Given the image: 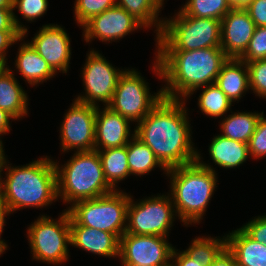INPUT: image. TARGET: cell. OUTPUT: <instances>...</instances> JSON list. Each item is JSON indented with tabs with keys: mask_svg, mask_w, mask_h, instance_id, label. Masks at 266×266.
Masks as SVG:
<instances>
[{
	"mask_svg": "<svg viewBox=\"0 0 266 266\" xmlns=\"http://www.w3.org/2000/svg\"><path fill=\"white\" fill-rule=\"evenodd\" d=\"M100 107L95 119V150L126 146L135 136L130 121L107 106Z\"/></svg>",
	"mask_w": 266,
	"mask_h": 266,
	"instance_id": "17",
	"label": "cell"
},
{
	"mask_svg": "<svg viewBox=\"0 0 266 266\" xmlns=\"http://www.w3.org/2000/svg\"><path fill=\"white\" fill-rule=\"evenodd\" d=\"M7 60L0 58V75L8 68Z\"/></svg>",
	"mask_w": 266,
	"mask_h": 266,
	"instance_id": "47",
	"label": "cell"
},
{
	"mask_svg": "<svg viewBox=\"0 0 266 266\" xmlns=\"http://www.w3.org/2000/svg\"><path fill=\"white\" fill-rule=\"evenodd\" d=\"M246 11L256 27H266V0H253Z\"/></svg>",
	"mask_w": 266,
	"mask_h": 266,
	"instance_id": "38",
	"label": "cell"
},
{
	"mask_svg": "<svg viewBox=\"0 0 266 266\" xmlns=\"http://www.w3.org/2000/svg\"><path fill=\"white\" fill-rule=\"evenodd\" d=\"M167 194V195H166ZM134 201L130 195L125 233L168 237L177 215L169 193Z\"/></svg>",
	"mask_w": 266,
	"mask_h": 266,
	"instance_id": "10",
	"label": "cell"
},
{
	"mask_svg": "<svg viewBox=\"0 0 266 266\" xmlns=\"http://www.w3.org/2000/svg\"><path fill=\"white\" fill-rule=\"evenodd\" d=\"M255 23L246 9H231L221 20V49L228 58L239 59L250 43Z\"/></svg>",
	"mask_w": 266,
	"mask_h": 266,
	"instance_id": "16",
	"label": "cell"
},
{
	"mask_svg": "<svg viewBox=\"0 0 266 266\" xmlns=\"http://www.w3.org/2000/svg\"><path fill=\"white\" fill-rule=\"evenodd\" d=\"M239 59L246 63L266 59V27H255L248 48Z\"/></svg>",
	"mask_w": 266,
	"mask_h": 266,
	"instance_id": "34",
	"label": "cell"
},
{
	"mask_svg": "<svg viewBox=\"0 0 266 266\" xmlns=\"http://www.w3.org/2000/svg\"><path fill=\"white\" fill-rule=\"evenodd\" d=\"M3 144L4 143L2 141V138H0V181L3 178L2 173L5 172L7 164L9 162V160H7L8 159L7 155H5V152H4L5 149H3L4 148Z\"/></svg>",
	"mask_w": 266,
	"mask_h": 266,
	"instance_id": "44",
	"label": "cell"
},
{
	"mask_svg": "<svg viewBox=\"0 0 266 266\" xmlns=\"http://www.w3.org/2000/svg\"><path fill=\"white\" fill-rule=\"evenodd\" d=\"M9 163L5 178L0 181V198L11 214L24 208H46L58 201L57 172L52 157L42 156L21 166Z\"/></svg>",
	"mask_w": 266,
	"mask_h": 266,
	"instance_id": "3",
	"label": "cell"
},
{
	"mask_svg": "<svg viewBox=\"0 0 266 266\" xmlns=\"http://www.w3.org/2000/svg\"><path fill=\"white\" fill-rule=\"evenodd\" d=\"M197 90H202L198 97L197 104L199 110L204 115L217 119L222 116L224 117L228 111L232 110L231 106H233V104L215 83L195 89L185 101L187 102L190 96L196 93Z\"/></svg>",
	"mask_w": 266,
	"mask_h": 266,
	"instance_id": "28",
	"label": "cell"
},
{
	"mask_svg": "<svg viewBox=\"0 0 266 266\" xmlns=\"http://www.w3.org/2000/svg\"><path fill=\"white\" fill-rule=\"evenodd\" d=\"M211 266H238L234 255L227 249V247L214 260Z\"/></svg>",
	"mask_w": 266,
	"mask_h": 266,
	"instance_id": "41",
	"label": "cell"
},
{
	"mask_svg": "<svg viewBox=\"0 0 266 266\" xmlns=\"http://www.w3.org/2000/svg\"><path fill=\"white\" fill-rule=\"evenodd\" d=\"M127 156L130 174L144 176L159 167L166 175L168 169L158 160L153 151L135 136L127 144Z\"/></svg>",
	"mask_w": 266,
	"mask_h": 266,
	"instance_id": "27",
	"label": "cell"
},
{
	"mask_svg": "<svg viewBox=\"0 0 266 266\" xmlns=\"http://www.w3.org/2000/svg\"><path fill=\"white\" fill-rule=\"evenodd\" d=\"M213 137L211 144L208 146V152L211 160L218 167L223 169L236 168L250 158L247 143L232 140L221 134Z\"/></svg>",
	"mask_w": 266,
	"mask_h": 266,
	"instance_id": "23",
	"label": "cell"
},
{
	"mask_svg": "<svg viewBox=\"0 0 266 266\" xmlns=\"http://www.w3.org/2000/svg\"><path fill=\"white\" fill-rule=\"evenodd\" d=\"M254 218V219H253ZM241 228L255 241L266 245V215L253 217Z\"/></svg>",
	"mask_w": 266,
	"mask_h": 266,
	"instance_id": "37",
	"label": "cell"
},
{
	"mask_svg": "<svg viewBox=\"0 0 266 266\" xmlns=\"http://www.w3.org/2000/svg\"><path fill=\"white\" fill-rule=\"evenodd\" d=\"M28 42L56 73L67 74L72 48L65 28L58 24L42 25Z\"/></svg>",
	"mask_w": 266,
	"mask_h": 266,
	"instance_id": "15",
	"label": "cell"
},
{
	"mask_svg": "<svg viewBox=\"0 0 266 266\" xmlns=\"http://www.w3.org/2000/svg\"><path fill=\"white\" fill-rule=\"evenodd\" d=\"M185 100L163 98L134 126L135 137L147 145L167 168L197 161L198 149L192 140V127Z\"/></svg>",
	"mask_w": 266,
	"mask_h": 266,
	"instance_id": "1",
	"label": "cell"
},
{
	"mask_svg": "<svg viewBox=\"0 0 266 266\" xmlns=\"http://www.w3.org/2000/svg\"><path fill=\"white\" fill-rule=\"evenodd\" d=\"M71 246L94 255L118 258L120 240L112 233L77 224L70 217Z\"/></svg>",
	"mask_w": 266,
	"mask_h": 266,
	"instance_id": "18",
	"label": "cell"
},
{
	"mask_svg": "<svg viewBox=\"0 0 266 266\" xmlns=\"http://www.w3.org/2000/svg\"><path fill=\"white\" fill-rule=\"evenodd\" d=\"M54 160L57 172V196L70 204L98 198L114 191L105 179L97 150L74 152L65 164Z\"/></svg>",
	"mask_w": 266,
	"mask_h": 266,
	"instance_id": "5",
	"label": "cell"
},
{
	"mask_svg": "<svg viewBox=\"0 0 266 266\" xmlns=\"http://www.w3.org/2000/svg\"><path fill=\"white\" fill-rule=\"evenodd\" d=\"M152 71L160 80L163 96L185 100L195 89L215 83L228 60L221 47L190 51H155Z\"/></svg>",
	"mask_w": 266,
	"mask_h": 266,
	"instance_id": "2",
	"label": "cell"
},
{
	"mask_svg": "<svg viewBox=\"0 0 266 266\" xmlns=\"http://www.w3.org/2000/svg\"><path fill=\"white\" fill-rule=\"evenodd\" d=\"M203 159L198 152L197 161L170 168L166 174L170 178L168 193L185 227L202 222L219 182L215 168Z\"/></svg>",
	"mask_w": 266,
	"mask_h": 266,
	"instance_id": "4",
	"label": "cell"
},
{
	"mask_svg": "<svg viewBox=\"0 0 266 266\" xmlns=\"http://www.w3.org/2000/svg\"><path fill=\"white\" fill-rule=\"evenodd\" d=\"M0 8H13V0H0Z\"/></svg>",
	"mask_w": 266,
	"mask_h": 266,
	"instance_id": "46",
	"label": "cell"
},
{
	"mask_svg": "<svg viewBox=\"0 0 266 266\" xmlns=\"http://www.w3.org/2000/svg\"><path fill=\"white\" fill-rule=\"evenodd\" d=\"M116 5V0H75L74 17L78 26L82 27L93 16Z\"/></svg>",
	"mask_w": 266,
	"mask_h": 266,
	"instance_id": "31",
	"label": "cell"
},
{
	"mask_svg": "<svg viewBox=\"0 0 266 266\" xmlns=\"http://www.w3.org/2000/svg\"><path fill=\"white\" fill-rule=\"evenodd\" d=\"M22 36L20 31H2L0 30V58L8 60L7 51L12 45L19 43V39Z\"/></svg>",
	"mask_w": 266,
	"mask_h": 266,
	"instance_id": "39",
	"label": "cell"
},
{
	"mask_svg": "<svg viewBox=\"0 0 266 266\" xmlns=\"http://www.w3.org/2000/svg\"><path fill=\"white\" fill-rule=\"evenodd\" d=\"M10 120L15 121L16 119L6 110L0 109V138L12 130Z\"/></svg>",
	"mask_w": 266,
	"mask_h": 266,
	"instance_id": "42",
	"label": "cell"
},
{
	"mask_svg": "<svg viewBox=\"0 0 266 266\" xmlns=\"http://www.w3.org/2000/svg\"><path fill=\"white\" fill-rule=\"evenodd\" d=\"M20 37V45L16 54L14 65L15 71L23 77L30 86H38L56 76V72L51 66L37 53L31 44ZM24 40V41H23ZM23 41V42H22Z\"/></svg>",
	"mask_w": 266,
	"mask_h": 266,
	"instance_id": "19",
	"label": "cell"
},
{
	"mask_svg": "<svg viewBox=\"0 0 266 266\" xmlns=\"http://www.w3.org/2000/svg\"><path fill=\"white\" fill-rule=\"evenodd\" d=\"M48 6V0H13V11L17 9L28 23L43 17L48 11Z\"/></svg>",
	"mask_w": 266,
	"mask_h": 266,
	"instance_id": "33",
	"label": "cell"
},
{
	"mask_svg": "<svg viewBox=\"0 0 266 266\" xmlns=\"http://www.w3.org/2000/svg\"><path fill=\"white\" fill-rule=\"evenodd\" d=\"M82 28L83 40L86 43H92L98 38L105 44L116 42L139 29H146L131 14L117 5L93 16Z\"/></svg>",
	"mask_w": 266,
	"mask_h": 266,
	"instance_id": "14",
	"label": "cell"
},
{
	"mask_svg": "<svg viewBox=\"0 0 266 266\" xmlns=\"http://www.w3.org/2000/svg\"><path fill=\"white\" fill-rule=\"evenodd\" d=\"M171 266H203L197 260L190 258L183 250L178 251L175 247L172 252Z\"/></svg>",
	"mask_w": 266,
	"mask_h": 266,
	"instance_id": "40",
	"label": "cell"
},
{
	"mask_svg": "<svg viewBox=\"0 0 266 266\" xmlns=\"http://www.w3.org/2000/svg\"><path fill=\"white\" fill-rule=\"evenodd\" d=\"M164 18L155 37L156 51H190L221 45V20L185 15L180 9Z\"/></svg>",
	"mask_w": 266,
	"mask_h": 266,
	"instance_id": "6",
	"label": "cell"
},
{
	"mask_svg": "<svg viewBox=\"0 0 266 266\" xmlns=\"http://www.w3.org/2000/svg\"><path fill=\"white\" fill-rule=\"evenodd\" d=\"M9 67L0 75V109L6 110L16 120L27 117L29 95Z\"/></svg>",
	"mask_w": 266,
	"mask_h": 266,
	"instance_id": "22",
	"label": "cell"
},
{
	"mask_svg": "<svg viewBox=\"0 0 266 266\" xmlns=\"http://www.w3.org/2000/svg\"><path fill=\"white\" fill-rule=\"evenodd\" d=\"M97 107L74 100L60 125L61 152L95 150V119Z\"/></svg>",
	"mask_w": 266,
	"mask_h": 266,
	"instance_id": "13",
	"label": "cell"
},
{
	"mask_svg": "<svg viewBox=\"0 0 266 266\" xmlns=\"http://www.w3.org/2000/svg\"><path fill=\"white\" fill-rule=\"evenodd\" d=\"M253 0H227L231 9H246Z\"/></svg>",
	"mask_w": 266,
	"mask_h": 266,
	"instance_id": "45",
	"label": "cell"
},
{
	"mask_svg": "<svg viewBox=\"0 0 266 266\" xmlns=\"http://www.w3.org/2000/svg\"><path fill=\"white\" fill-rule=\"evenodd\" d=\"M249 155L250 158L254 159H262L266 157V116L264 112L261 114L255 131L250 138L248 143Z\"/></svg>",
	"mask_w": 266,
	"mask_h": 266,
	"instance_id": "35",
	"label": "cell"
},
{
	"mask_svg": "<svg viewBox=\"0 0 266 266\" xmlns=\"http://www.w3.org/2000/svg\"><path fill=\"white\" fill-rule=\"evenodd\" d=\"M226 248V235L196 236L186 250H183L190 258L197 260L203 266H211L214 260Z\"/></svg>",
	"mask_w": 266,
	"mask_h": 266,
	"instance_id": "29",
	"label": "cell"
},
{
	"mask_svg": "<svg viewBox=\"0 0 266 266\" xmlns=\"http://www.w3.org/2000/svg\"><path fill=\"white\" fill-rule=\"evenodd\" d=\"M58 217L39 215L27 228L33 260L59 266L69 260L70 215L65 209Z\"/></svg>",
	"mask_w": 266,
	"mask_h": 266,
	"instance_id": "8",
	"label": "cell"
},
{
	"mask_svg": "<svg viewBox=\"0 0 266 266\" xmlns=\"http://www.w3.org/2000/svg\"><path fill=\"white\" fill-rule=\"evenodd\" d=\"M20 19L13 11V8H0V30L20 31L25 38L29 32L28 27L19 21Z\"/></svg>",
	"mask_w": 266,
	"mask_h": 266,
	"instance_id": "36",
	"label": "cell"
},
{
	"mask_svg": "<svg viewBox=\"0 0 266 266\" xmlns=\"http://www.w3.org/2000/svg\"><path fill=\"white\" fill-rule=\"evenodd\" d=\"M215 84L233 104L249 92V72L246 62L237 58H228L222 65Z\"/></svg>",
	"mask_w": 266,
	"mask_h": 266,
	"instance_id": "20",
	"label": "cell"
},
{
	"mask_svg": "<svg viewBox=\"0 0 266 266\" xmlns=\"http://www.w3.org/2000/svg\"><path fill=\"white\" fill-rule=\"evenodd\" d=\"M98 198L74 203L67 211L79 225L110 232L119 240L126 231L130 194L121 188Z\"/></svg>",
	"mask_w": 266,
	"mask_h": 266,
	"instance_id": "7",
	"label": "cell"
},
{
	"mask_svg": "<svg viewBox=\"0 0 266 266\" xmlns=\"http://www.w3.org/2000/svg\"><path fill=\"white\" fill-rule=\"evenodd\" d=\"M167 238L124 233L119 246L121 266H170L174 246Z\"/></svg>",
	"mask_w": 266,
	"mask_h": 266,
	"instance_id": "12",
	"label": "cell"
},
{
	"mask_svg": "<svg viewBox=\"0 0 266 266\" xmlns=\"http://www.w3.org/2000/svg\"><path fill=\"white\" fill-rule=\"evenodd\" d=\"M226 235V247L238 266H266V245L253 240L242 228Z\"/></svg>",
	"mask_w": 266,
	"mask_h": 266,
	"instance_id": "21",
	"label": "cell"
},
{
	"mask_svg": "<svg viewBox=\"0 0 266 266\" xmlns=\"http://www.w3.org/2000/svg\"><path fill=\"white\" fill-rule=\"evenodd\" d=\"M86 55L80 73L85 92L80 93L74 100L96 107L99 106V102H102L103 107L108 106L113 98L117 81L125 69L120 70L112 65L94 48H91Z\"/></svg>",
	"mask_w": 266,
	"mask_h": 266,
	"instance_id": "11",
	"label": "cell"
},
{
	"mask_svg": "<svg viewBox=\"0 0 266 266\" xmlns=\"http://www.w3.org/2000/svg\"><path fill=\"white\" fill-rule=\"evenodd\" d=\"M230 112L231 114L225 115L219 122L220 134L232 140L248 144L263 111L260 113L258 111L233 112L231 110Z\"/></svg>",
	"mask_w": 266,
	"mask_h": 266,
	"instance_id": "24",
	"label": "cell"
},
{
	"mask_svg": "<svg viewBox=\"0 0 266 266\" xmlns=\"http://www.w3.org/2000/svg\"><path fill=\"white\" fill-rule=\"evenodd\" d=\"M150 89L149 83L137 69L125 68L107 107L138 125L164 98L162 87L154 94L150 93Z\"/></svg>",
	"mask_w": 266,
	"mask_h": 266,
	"instance_id": "9",
	"label": "cell"
},
{
	"mask_svg": "<svg viewBox=\"0 0 266 266\" xmlns=\"http://www.w3.org/2000/svg\"><path fill=\"white\" fill-rule=\"evenodd\" d=\"M179 9L188 16L222 20L231 7L227 0H186Z\"/></svg>",
	"mask_w": 266,
	"mask_h": 266,
	"instance_id": "30",
	"label": "cell"
},
{
	"mask_svg": "<svg viewBox=\"0 0 266 266\" xmlns=\"http://www.w3.org/2000/svg\"><path fill=\"white\" fill-rule=\"evenodd\" d=\"M102 162V169L108 184L118 190V183L129 177L127 145L122 147L97 150Z\"/></svg>",
	"mask_w": 266,
	"mask_h": 266,
	"instance_id": "26",
	"label": "cell"
},
{
	"mask_svg": "<svg viewBox=\"0 0 266 266\" xmlns=\"http://www.w3.org/2000/svg\"><path fill=\"white\" fill-rule=\"evenodd\" d=\"M11 214L9 208L4 204V202L0 198V246L6 251L8 248L7 242H5L4 239H2V233H3V228L6 224V216Z\"/></svg>",
	"mask_w": 266,
	"mask_h": 266,
	"instance_id": "43",
	"label": "cell"
},
{
	"mask_svg": "<svg viewBox=\"0 0 266 266\" xmlns=\"http://www.w3.org/2000/svg\"><path fill=\"white\" fill-rule=\"evenodd\" d=\"M5 250L0 246V257L4 254Z\"/></svg>",
	"mask_w": 266,
	"mask_h": 266,
	"instance_id": "48",
	"label": "cell"
},
{
	"mask_svg": "<svg viewBox=\"0 0 266 266\" xmlns=\"http://www.w3.org/2000/svg\"><path fill=\"white\" fill-rule=\"evenodd\" d=\"M116 5L131 14L146 30L154 28L156 37L160 34L164 20L159 17L164 7L162 0H116Z\"/></svg>",
	"mask_w": 266,
	"mask_h": 266,
	"instance_id": "25",
	"label": "cell"
},
{
	"mask_svg": "<svg viewBox=\"0 0 266 266\" xmlns=\"http://www.w3.org/2000/svg\"><path fill=\"white\" fill-rule=\"evenodd\" d=\"M249 87L257 97L266 99V59L247 62Z\"/></svg>",
	"mask_w": 266,
	"mask_h": 266,
	"instance_id": "32",
	"label": "cell"
}]
</instances>
